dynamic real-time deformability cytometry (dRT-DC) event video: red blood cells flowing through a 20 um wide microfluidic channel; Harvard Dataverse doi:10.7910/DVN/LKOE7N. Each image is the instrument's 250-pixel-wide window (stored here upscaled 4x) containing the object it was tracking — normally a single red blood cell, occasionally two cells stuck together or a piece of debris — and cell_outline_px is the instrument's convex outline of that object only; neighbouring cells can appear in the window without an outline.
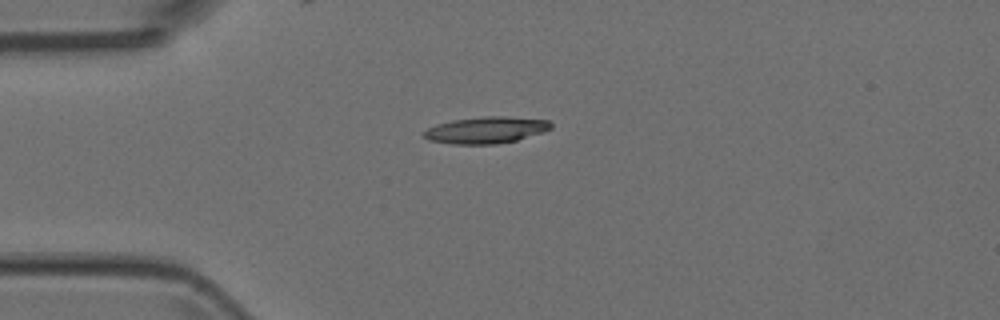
{"species": "Egyptian fruit bat (a non-hibernating species)", "species_latin": "Rousettus aegyptiacus", "temperature_condition": "room temperature", "stored_images_in_passage": 3, "camera_frame_rate_fps": 3000, "um_per_image_px": 0.085, "animal": {"sex": "female"}, "frame": {"image": 1, "passage_image": 1, "time_ms": 0.0, "image_size_px": [1000, 320], "cell_outline_px": [[552, 128], [544, 132], [516, 140], [496, 144], [452, 144], [428, 140], [420, 132], [436, 124], [452, 120], [484, 116], [504, 116], [548, 120], [552, 124]], "centroid_in_image_um": [41.29, 11.05], "position_along_channel_um": 43.7, "area_um2": 19.83}}
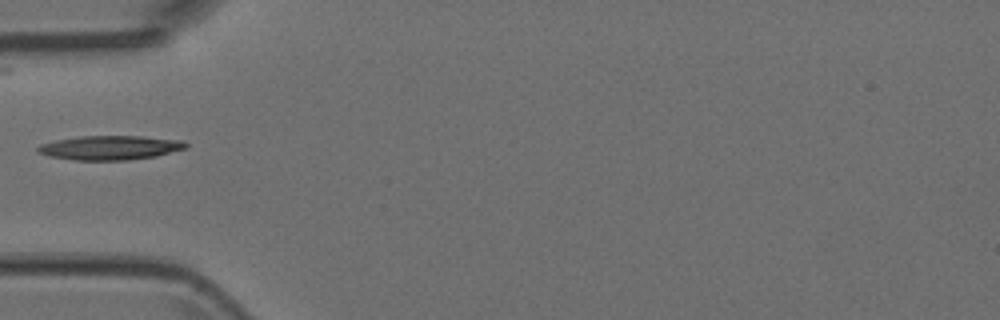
{"frame": {"image": 2, "passage_image": 2, "time_ms": 0.333, "image_size_px": [1000, 320], "cell_outline_px": [[188, 148], [156, 156], [128, 160], [72, 160], [48, 156], [36, 152], [36, 148], [40, 144], [56, 140], [80, 136], [140, 136], [184, 140], [188, 144]], "centroid_in_image_um": [9.36, 12.55], "position_along_channel_um": 75.6, "area_um2": 21.1}}
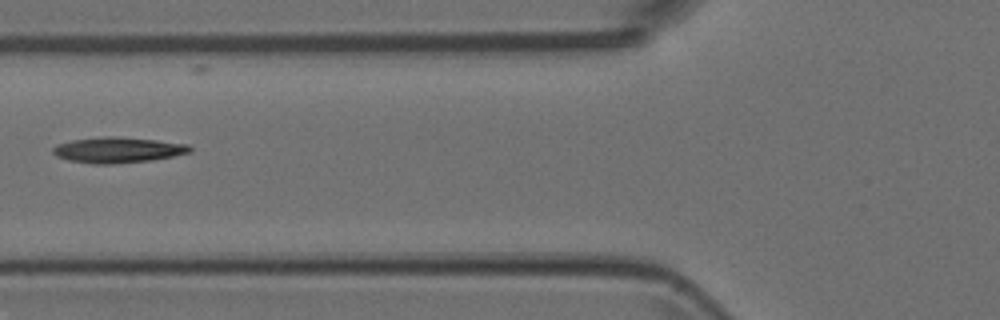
{"frame": {"image": 3, "passage_image": 3, "time_ms": 0.667, "image_size_px": [1000, 320], "cell_outline_px": [[192, 152], [172, 156], [148, 160], [112, 164], [92, 164], [68, 160], [56, 156], [52, 152], [52, 148], [56, 144], [72, 140], [104, 136], [112, 136], [156, 140], [188, 144], [192, 148]], "centroid_in_image_um": [9.98, 12.74], "position_along_channel_um": 115.8, "area_um2": 20.4}}